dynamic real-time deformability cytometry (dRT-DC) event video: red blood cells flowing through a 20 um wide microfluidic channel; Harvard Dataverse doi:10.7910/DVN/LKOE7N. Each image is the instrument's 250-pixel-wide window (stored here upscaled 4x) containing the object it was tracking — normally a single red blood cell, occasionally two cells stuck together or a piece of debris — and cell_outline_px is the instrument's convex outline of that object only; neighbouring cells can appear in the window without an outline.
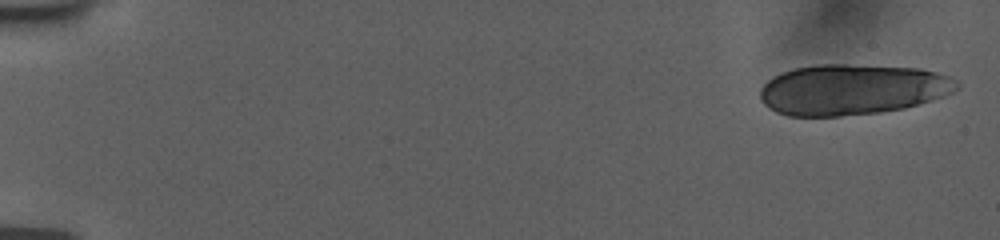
{"species": "human", "species_latin": "Homo sapiens", "temperature_condition": "room temperature", "stored_images_in_passage": 23, "camera_frame_rate_fps": 3000, "um_per_image_px": 0.085, "donor": {"sex": "female"}, "frame": {"image": 1, "passage_image": 1, "time_ms": 0.0, "image_size_px": [1000, 240], "cell_outline_px": [[960, 88], [944, 96], [932, 100], [904, 108], [880, 112], [840, 116], [788, 116], [776, 112], [768, 108], [760, 100], [760, 88], [768, 80], [792, 68], [816, 64], [844, 64], [920, 68], [936, 72], [948, 76], [956, 80], [960, 84]], "centroid_in_image_um": [72.43, 7.61], "position_along_channel_um": 12.6, "area_um2": 58.32}}